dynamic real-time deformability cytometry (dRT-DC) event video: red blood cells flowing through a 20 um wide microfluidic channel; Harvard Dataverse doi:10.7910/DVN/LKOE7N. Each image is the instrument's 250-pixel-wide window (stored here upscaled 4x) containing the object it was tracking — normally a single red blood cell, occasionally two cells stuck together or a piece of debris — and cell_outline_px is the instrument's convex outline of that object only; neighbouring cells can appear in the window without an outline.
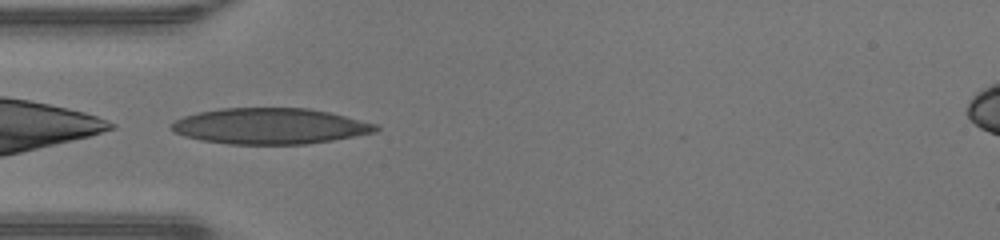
{"species": "human", "species_latin": "Homo sapiens", "temperature_condition": "warm", "stored_images_in_passage": 31, "camera_frame_rate_fps": 3000, "um_per_image_px": 0.085, "donor": {"sex": "male"}, "frame": {"image": 1, "passage_image": 1, "time_ms": 0.0, "image_size_px": [1000, 240], "cell_outline_px": [[380, 128], [376, 132], [332, 140], [308, 144], [228, 144], [200, 140], [184, 136], [172, 132], [172, 124], [176, 120], [184, 116], [200, 112], [220, 108], [308, 108], [328, 112], [376, 124]], "centroid_in_image_um": [22.93, 10.72], "position_along_channel_um": 62.1, "area_um2": 42.6}}
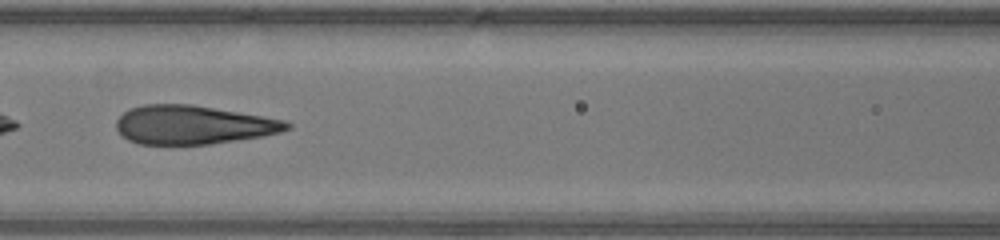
{"frame": {"image": 2, "passage_image": 7, "time_ms": 2.0, "image_size_px": [1000, 240], "cell_outline_px": [[292, 128], [280, 132], [264, 136], [208, 144], [140, 144], [128, 140], [116, 128], [116, 120], [128, 108], [144, 104], [192, 104], [284, 120], [292, 124]], "centroid_in_image_um": [16.4, 10.61], "position_along_channel_um": 150.2, "area_um2": 38.38}}
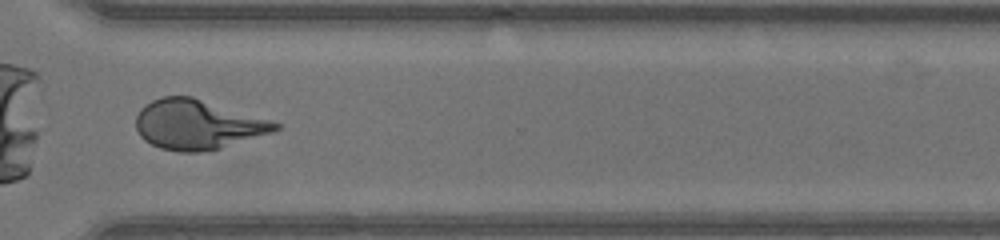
{"frame": {"image": 3, "passage_image": 21, "time_ms": 6.667, "image_size_px": [1000, 240], "cell_outline_px": [[280, 128], [272, 132], [220, 148], [200, 152], [180, 152], [160, 148], [144, 140], [140, 136], [136, 128], [136, 116], [140, 108], [152, 100], [164, 96], [192, 96], [268, 120], [280, 124]], "centroid_in_image_um": [16.73, 10.59], "position_along_channel_um": 353.9, "area_um2": 39.82}, "authors_computed_cell_mechanics": {"area_um2": 39.593, "velocity_mm_per_s": 4.3677, "shape_relaxation_time_tau1_ms": 5.4782, "shape_relaxation_time_tau2_ms": 0.6717, "deformation_change_tau1": 0.2604, "deformation_change_tau2": 0.0816}}